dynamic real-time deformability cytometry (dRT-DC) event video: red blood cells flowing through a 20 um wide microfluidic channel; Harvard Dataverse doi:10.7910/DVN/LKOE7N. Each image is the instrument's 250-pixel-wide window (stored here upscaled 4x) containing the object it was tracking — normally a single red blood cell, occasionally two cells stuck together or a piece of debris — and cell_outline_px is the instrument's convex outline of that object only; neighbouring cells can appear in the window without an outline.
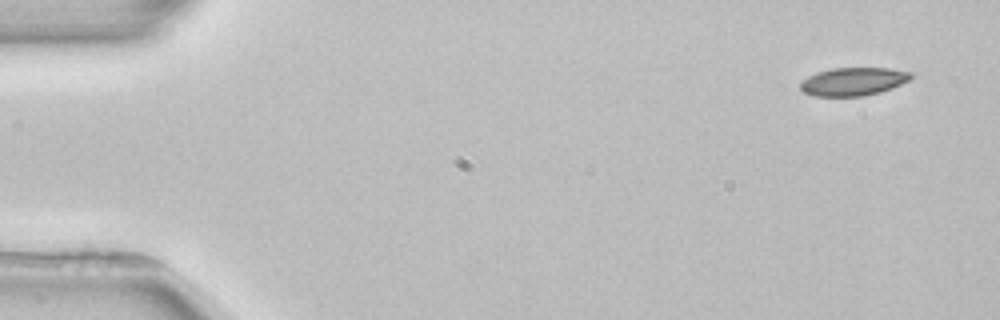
{"species": "common noctule bat (a hibernating species)", "species_latin": "Nyctalus noctula", "temperature_condition": "room temperature", "stored_images_in_passage": 4, "camera_frame_rate_fps": 3000, "um_per_image_px": 0.085, "animal": {"sex": "female", "body_mass_g": 22.7, "forearm_length_mm": 54.2}, "frame": {"image": 1, "passage_image": 1, "time_ms": 0.0, "image_size_px": [1000, 320], "cell_outline_px": [[912, 76], [908, 80], [892, 88], [880, 92], [864, 96], [812, 96], [804, 92], [800, 88], [800, 84], [808, 76], [816, 72], [832, 68], [888, 68], [912, 72]], "centroid_in_image_um": [72.51, 6.93], "position_along_channel_um": 12.5, "area_um2": 18.09}}
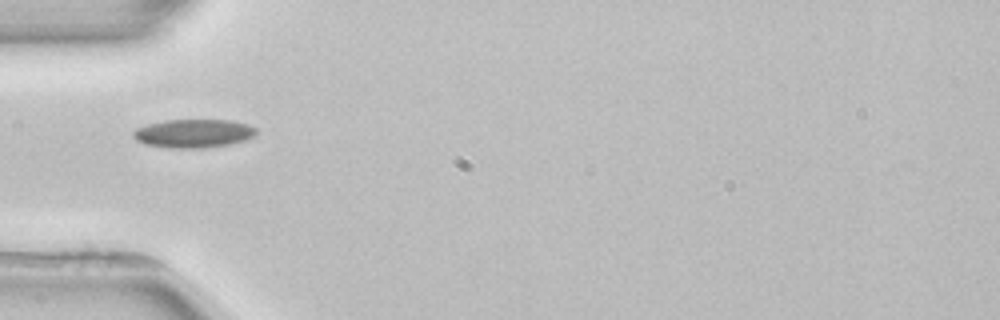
{"frame": {"image": 2, "passage_image": 4, "time_ms": 4.667, "image_size_px": [1000, 320], "cell_outline_px": [[256, 132], [252, 136], [244, 140], [228, 144], [204, 148], [168, 148], [144, 144], [136, 140], [132, 136], [132, 132], [136, 128], [148, 124], [164, 120], [232, 120], [248, 124], [256, 128]], "centroid_in_image_um": [16.4, 11.34], "position_along_channel_um": 68.6, "area_um2": 20.46}}